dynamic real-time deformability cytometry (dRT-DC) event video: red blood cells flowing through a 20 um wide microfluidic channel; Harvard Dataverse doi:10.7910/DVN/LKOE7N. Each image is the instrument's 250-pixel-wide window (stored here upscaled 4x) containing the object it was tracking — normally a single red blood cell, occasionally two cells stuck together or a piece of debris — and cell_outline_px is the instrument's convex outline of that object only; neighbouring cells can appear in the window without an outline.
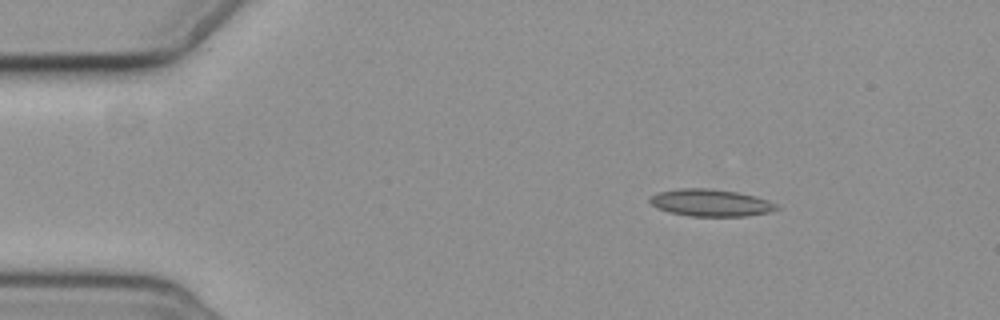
{"species": "common noctule bat (a hibernating species)", "species_latin": "Nyctalus noctula", "temperature_condition": "cold", "stored_images_in_passage": 3, "camera_frame_rate_fps": 3000, "um_per_image_px": 0.085, "animal": {"sex": "female", "body_mass_g": 19.3, "forearm_length_mm": 54.1}, "frame": {"image": 1, "passage_image": 1, "time_ms": 0.0, "image_size_px": [1000, 320], "cell_outline_px": [[780, 208], [768, 212], [744, 216], [692, 216], [668, 212], [656, 208], [648, 200], [648, 196], [656, 192], [680, 188], [712, 188], [736, 192], [768, 200], [780, 204]], "centroid_in_image_um": [60.36, 17.23], "position_along_channel_um": 24.6, "area_um2": 20.17}}